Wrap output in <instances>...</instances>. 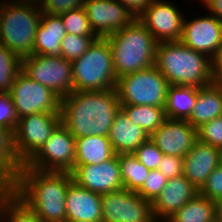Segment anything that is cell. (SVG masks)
I'll use <instances>...</instances> for the list:
<instances>
[{"mask_svg":"<svg viewBox=\"0 0 222 222\" xmlns=\"http://www.w3.org/2000/svg\"><path fill=\"white\" fill-rule=\"evenodd\" d=\"M75 142V166L98 165L115 155L108 136L78 137L75 138Z\"/></svg>","mask_w":222,"mask_h":222,"instance_id":"d4e9b609","label":"cell"},{"mask_svg":"<svg viewBox=\"0 0 222 222\" xmlns=\"http://www.w3.org/2000/svg\"><path fill=\"white\" fill-rule=\"evenodd\" d=\"M203 4L213 16L222 21V0H206Z\"/></svg>","mask_w":222,"mask_h":222,"instance_id":"7bdbcfd3","label":"cell"},{"mask_svg":"<svg viewBox=\"0 0 222 222\" xmlns=\"http://www.w3.org/2000/svg\"><path fill=\"white\" fill-rule=\"evenodd\" d=\"M42 15L37 6L11 2L0 4V44L22 58L33 54Z\"/></svg>","mask_w":222,"mask_h":222,"instance_id":"8992f818","label":"cell"},{"mask_svg":"<svg viewBox=\"0 0 222 222\" xmlns=\"http://www.w3.org/2000/svg\"><path fill=\"white\" fill-rule=\"evenodd\" d=\"M132 14L138 17L149 5L152 0H117Z\"/></svg>","mask_w":222,"mask_h":222,"instance_id":"60d3db41","label":"cell"},{"mask_svg":"<svg viewBox=\"0 0 222 222\" xmlns=\"http://www.w3.org/2000/svg\"><path fill=\"white\" fill-rule=\"evenodd\" d=\"M61 113H36L21 117L14 130L15 146L26 165L61 123Z\"/></svg>","mask_w":222,"mask_h":222,"instance_id":"8fae6325","label":"cell"},{"mask_svg":"<svg viewBox=\"0 0 222 222\" xmlns=\"http://www.w3.org/2000/svg\"><path fill=\"white\" fill-rule=\"evenodd\" d=\"M187 20L184 18L180 41L212 59L222 40V21L213 15Z\"/></svg>","mask_w":222,"mask_h":222,"instance_id":"e0dca14e","label":"cell"},{"mask_svg":"<svg viewBox=\"0 0 222 222\" xmlns=\"http://www.w3.org/2000/svg\"><path fill=\"white\" fill-rule=\"evenodd\" d=\"M60 16L63 20L66 33L78 36L98 37L90 26L84 7L70 10Z\"/></svg>","mask_w":222,"mask_h":222,"instance_id":"1f68e13d","label":"cell"},{"mask_svg":"<svg viewBox=\"0 0 222 222\" xmlns=\"http://www.w3.org/2000/svg\"><path fill=\"white\" fill-rule=\"evenodd\" d=\"M120 108L116 88L73 91L61 99V123L74 138L108 136Z\"/></svg>","mask_w":222,"mask_h":222,"instance_id":"6da1fadb","label":"cell"},{"mask_svg":"<svg viewBox=\"0 0 222 222\" xmlns=\"http://www.w3.org/2000/svg\"><path fill=\"white\" fill-rule=\"evenodd\" d=\"M19 118L36 113H61V97L21 71L10 90Z\"/></svg>","mask_w":222,"mask_h":222,"instance_id":"9c48e42d","label":"cell"},{"mask_svg":"<svg viewBox=\"0 0 222 222\" xmlns=\"http://www.w3.org/2000/svg\"><path fill=\"white\" fill-rule=\"evenodd\" d=\"M73 182L69 172H47L23 167L13 193L41 222H66V194Z\"/></svg>","mask_w":222,"mask_h":222,"instance_id":"7a4b0ae2","label":"cell"},{"mask_svg":"<svg viewBox=\"0 0 222 222\" xmlns=\"http://www.w3.org/2000/svg\"><path fill=\"white\" fill-rule=\"evenodd\" d=\"M164 222H216L215 202L198 194Z\"/></svg>","mask_w":222,"mask_h":222,"instance_id":"4316f807","label":"cell"},{"mask_svg":"<svg viewBox=\"0 0 222 222\" xmlns=\"http://www.w3.org/2000/svg\"><path fill=\"white\" fill-rule=\"evenodd\" d=\"M121 109L135 125L150 136L167 119L164 107L151 105H121Z\"/></svg>","mask_w":222,"mask_h":222,"instance_id":"83f0119b","label":"cell"},{"mask_svg":"<svg viewBox=\"0 0 222 222\" xmlns=\"http://www.w3.org/2000/svg\"><path fill=\"white\" fill-rule=\"evenodd\" d=\"M22 71V57L0 44V93L10 92Z\"/></svg>","mask_w":222,"mask_h":222,"instance_id":"4dcf8cb0","label":"cell"},{"mask_svg":"<svg viewBox=\"0 0 222 222\" xmlns=\"http://www.w3.org/2000/svg\"><path fill=\"white\" fill-rule=\"evenodd\" d=\"M220 152L217 147L197 140L183 158V175L198 190L206 183L211 173L219 166Z\"/></svg>","mask_w":222,"mask_h":222,"instance_id":"d6986e66","label":"cell"},{"mask_svg":"<svg viewBox=\"0 0 222 222\" xmlns=\"http://www.w3.org/2000/svg\"><path fill=\"white\" fill-rule=\"evenodd\" d=\"M105 38L111 48L117 79L154 66L158 42L137 18Z\"/></svg>","mask_w":222,"mask_h":222,"instance_id":"277c9868","label":"cell"},{"mask_svg":"<svg viewBox=\"0 0 222 222\" xmlns=\"http://www.w3.org/2000/svg\"><path fill=\"white\" fill-rule=\"evenodd\" d=\"M73 91L116 88L112 52L106 38H98L81 57L72 61Z\"/></svg>","mask_w":222,"mask_h":222,"instance_id":"5b68a950","label":"cell"},{"mask_svg":"<svg viewBox=\"0 0 222 222\" xmlns=\"http://www.w3.org/2000/svg\"><path fill=\"white\" fill-rule=\"evenodd\" d=\"M133 154L149 170L158 169L164 155L150 139L142 143Z\"/></svg>","mask_w":222,"mask_h":222,"instance_id":"d590c367","label":"cell"},{"mask_svg":"<svg viewBox=\"0 0 222 222\" xmlns=\"http://www.w3.org/2000/svg\"><path fill=\"white\" fill-rule=\"evenodd\" d=\"M167 181V178L158 169L150 170L148 177L137 193L152 203L166 186Z\"/></svg>","mask_w":222,"mask_h":222,"instance_id":"e575fe53","label":"cell"},{"mask_svg":"<svg viewBox=\"0 0 222 222\" xmlns=\"http://www.w3.org/2000/svg\"><path fill=\"white\" fill-rule=\"evenodd\" d=\"M219 166L222 167V150H221V152H220V163H219Z\"/></svg>","mask_w":222,"mask_h":222,"instance_id":"bcb514c9","label":"cell"},{"mask_svg":"<svg viewBox=\"0 0 222 222\" xmlns=\"http://www.w3.org/2000/svg\"><path fill=\"white\" fill-rule=\"evenodd\" d=\"M98 38L99 37L78 36L66 33L60 44L61 57L72 62L78 57H81Z\"/></svg>","mask_w":222,"mask_h":222,"instance_id":"d6a6232c","label":"cell"},{"mask_svg":"<svg viewBox=\"0 0 222 222\" xmlns=\"http://www.w3.org/2000/svg\"><path fill=\"white\" fill-rule=\"evenodd\" d=\"M24 166L16 150L14 129L0 127V193L13 191Z\"/></svg>","mask_w":222,"mask_h":222,"instance_id":"7402d4cb","label":"cell"},{"mask_svg":"<svg viewBox=\"0 0 222 222\" xmlns=\"http://www.w3.org/2000/svg\"><path fill=\"white\" fill-rule=\"evenodd\" d=\"M75 160V138L60 123L40 151L25 166L39 171L71 173Z\"/></svg>","mask_w":222,"mask_h":222,"instance_id":"30bf717a","label":"cell"},{"mask_svg":"<svg viewBox=\"0 0 222 222\" xmlns=\"http://www.w3.org/2000/svg\"><path fill=\"white\" fill-rule=\"evenodd\" d=\"M84 8L90 26L99 38L129 26L137 18L117 0H86Z\"/></svg>","mask_w":222,"mask_h":222,"instance_id":"5bb4252c","label":"cell"},{"mask_svg":"<svg viewBox=\"0 0 222 222\" xmlns=\"http://www.w3.org/2000/svg\"><path fill=\"white\" fill-rule=\"evenodd\" d=\"M212 60V71L217 81H222V40Z\"/></svg>","mask_w":222,"mask_h":222,"instance_id":"b9f144b4","label":"cell"},{"mask_svg":"<svg viewBox=\"0 0 222 222\" xmlns=\"http://www.w3.org/2000/svg\"><path fill=\"white\" fill-rule=\"evenodd\" d=\"M18 117L9 92L0 93V127L16 128Z\"/></svg>","mask_w":222,"mask_h":222,"instance_id":"8d00e7d4","label":"cell"},{"mask_svg":"<svg viewBox=\"0 0 222 222\" xmlns=\"http://www.w3.org/2000/svg\"><path fill=\"white\" fill-rule=\"evenodd\" d=\"M13 1H11V2L17 3V4H25V5H33V6L41 7L44 0H16V1L13 0ZM39 4H40V6H39Z\"/></svg>","mask_w":222,"mask_h":222,"instance_id":"f6af8a7d","label":"cell"},{"mask_svg":"<svg viewBox=\"0 0 222 222\" xmlns=\"http://www.w3.org/2000/svg\"><path fill=\"white\" fill-rule=\"evenodd\" d=\"M198 87L169 85L167 88L166 118L172 120H188L195 106Z\"/></svg>","mask_w":222,"mask_h":222,"instance_id":"484cf974","label":"cell"},{"mask_svg":"<svg viewBox=\"0 0 222 222\" xmlns=\"http://www.w3.org/2000/svg\"><path fill=\"white\" fill-rule=\"evenodd\" d=\"M65 35L61 16L43 12L34 39L33 54L61 56L60 44Z\"/></svg>","mask_w":222,"mask_h":222,"instance_id":"603a6c76","label":"cell"},{"mask_svg":"<svg viewBox=\"0 0 222 222\" xmlns=\"http://www.w3.org/2000/svg\"><path fill=\"white\" fill-rule=\"evenodd\" d=\"M71 174L78 186L100 195L124 188L116 154L98 165L74 166Z\"/></svg>","mask_w":222,"mask_h":222,"instance_id":"9a60e30c","label":"cell"},{"mask_svg":"<svg viewBox=\"0 0 222 222\" xmlns=\"http://www.w3.org/2000/svg\"><path fill=\"white\" fill-rule=\"evenodd\" d=\"M101 222H156L151 202L137 192L121 189L101 195Z\"/></svg>","mask_w":222,"mask_h":222,"instance_id":"7c38bea8","label":"cell"},{"mask_svg":"<svg viewBox=\"0 0 222 222\" xmlns=\"http://www.w3.org/2000/svg\"><path fill=\"white\" fill-rule=\"evenodd\" d=\"M168 86L166 78L152 66L119 77L116 90L121 105L165 107Z\"/></svg>","mask_w":222,"mask_h":222,"instance_id":"52a82bcc","label":"cell"},{"mask_svg":"<svg viewBox=\"0 0 222 222\" xmlns=\"http://www.w3.org/2000/svg\"><path fill=\"white\" fill-rule=\"evenodd\" d=\"M22 71L61 98L73 92L72 62L64 57L27 55L22 58Z\"/></svg>","mask_w":222,"mask_h":222,"instance_id":"ba28073f","label":"cell"},{"mask_svg":"<svg viewBox=\"0 0 222 222\" xmlns=\"http://www.w3.org/2000/svg\"><path fill=\"white\" fill-rule=\"evenodd\" d=\"M158 170L167 180L183 175V157L163 155Z\"/></svg>","mask_w":222,"mask_h":222,"instance_id":"ab89813d","label":"cell"},{"mask_svg":"<svg viewBox=\"0 0 222 222\" xmlns=\"http://www.w3.org/2000/svg\"><path fill=\"white\" fill-rule=\"evenodd\" d=\"M198 194L199 190L184 175L169 179L161 193L151 203L155 221H166Z\"/></svg>","mask_w":222,"mask_h":222,"instance_id":"ac0fdd59","label":"cell"},{"mask_svg":"<svg viewBox=\"0 0 222 222\" xmlns=\"http://www.w3.org/2000/svg\"><path fill=\"white\" fill-rule=\"evenodd\" d=\"M5 216L8 222H41L13 192L0 193V219L5 221Z\"/></svg>","mask_w":222,"mask_h":222,"instance_id":"f546056e","label":"cell"},{"mask_svg":"<svg viewBox=\"0 0 222 222\" xmlns=\"http://www.w3.org/2000/svg\"><path fill=\"white\" fill-rule=\"evenodd\" d=\"M86 0H44L40 9L51 15H61L84 7Z\"/></svg>","mask_w":222,"mask_h":222,"instance_id":"f35d334b","label":"cell"},{"mask_svg":"<svg viewBox=\"0 0 222 222\" xmlns=\"http://www.w3.org/2000/svg\"><path fill=\"white\" fill-rule=\"evenodd\" d=\"M201 196L211 201L222 198V167L218 166L208 177L206 183L199 190Z\"/></svg>","mask_w":222,"mask_h":222,"instance_id":"74e56055","label":"cell"},{"mask_svg":"<svg viewBox=\"0 0 222 222\" xmlns=\"http://www.w3.org/2000/svg\"><path fill=\"white\" fill-rule=\"evenodd\" d=\"M197 136L200 142L210 144L222 150V116L208 121L199 127L197 129Z\"/></svg>","mask_w":222,"mask_h":222,"instance_id":"836d02e7","label":"cell"},{"mask_svg":"<svg viewBox=\"0 0 222 222\" xmlns=\"http://www.w3.org/2000/svg\"><path fill=\"white\" fill-rule=\"evenodd\" d=\"M118 161L124 189L137 192L148 177L150 170L139 162L133 153L119 154Z\"/></svg>","mask_w":222,"mask_h":222,"instance_id":"f1b7e54d","label":"cell"},{"mask_svg":"<svg viewBox=\"0 0 222 222\" xmlns=\"http://www.w3.org/2000/svg\"><path fill=\"white\" fill-rule=\"evenodd\" d=\"M149 139L163 154L184 158L198 140V136L197 129L187 120H172L167 118L149 136Z\"/></svg>","mask_w":222,"mask_h":222,"instance_id":"2e32d148","label":"cell"},{"mask_svg":"<svg viewBox=\"0 0 222 222\" xmlns=\"http://www.w3.org/2000/svg\"><path fill=\"white\" fill-rule=\"evenodd\" d=\"M165 0H152L137 17L157 42L180 41L183 31V14Z\"/></svg>","mask_w":222,"mask_h":222,"instance_id":"4fadbf2b","label":"cell"},{"mask_svg":"<svg viewBox=\"0 0 222 222\" xmlns=\"http://www.w3.org/2000/svg\"><path fill=\"white\" fill-rule=\"evenodd\" d=\"M222 116V81L198 88L195 106L187 120L198 129L203 124Z\"/></svg>","mask_w":222,"mask_h":222,"instance_id":"cb8c5ba5","label":"cell"},{"mask_svg":"<svg viewBox=\"0 0 222 222\" xmlns=\"http://www.w3.org/2000/svg\"><path fill=\"white\" fill-rule=\"evenodd\" d=\"M101 219V195L73 181L66 194V222H101Z\"/></svg>","mask_w":222,"mask_h":222,"instance_id":"ffe728a7","label":"cell"},{"mask_svg":"<svg viewBox=\"0 0 222 222\" xmlns=\"http://www.w3.org/2000/svg\"><path fill=\"white\" fill-rule=\"evenodd\" d=\"M216 222H222V198L215 201Z\"/></svg>","mask_w":222,"mask_h":222,"instance_id":"ee69618b","label":"cell"},{"mask_svg":"<svg viewBox=\"0 0 222 222\" xmlns=\"http://www.w3.org/2000/svg\"><path fill=\"white\" fill-rule=\"evenodd\" d=\"M116 155L133 153L142 143L149 140L146 131L135 125L120 108L116 113L108 135Z\"/></svg>","mask_w":222,"mask_h":222,"instance_id":"44dd1931","label":"cell"},{"mask_svg":"<svg viewBox=\"0 0 222 222\" xmlns=\"http://www.w3.org/2000/svg\"><path fill=\"white\" fill-rule=\"evenodd\" d=\"M154 66L169 85L201 88L216 81L211 58L181 41L158 42Z\"/></svg>","mask_w":222,"mask_h":222,"instance_id":"3957f363","label":"cell"}]
</instances>
